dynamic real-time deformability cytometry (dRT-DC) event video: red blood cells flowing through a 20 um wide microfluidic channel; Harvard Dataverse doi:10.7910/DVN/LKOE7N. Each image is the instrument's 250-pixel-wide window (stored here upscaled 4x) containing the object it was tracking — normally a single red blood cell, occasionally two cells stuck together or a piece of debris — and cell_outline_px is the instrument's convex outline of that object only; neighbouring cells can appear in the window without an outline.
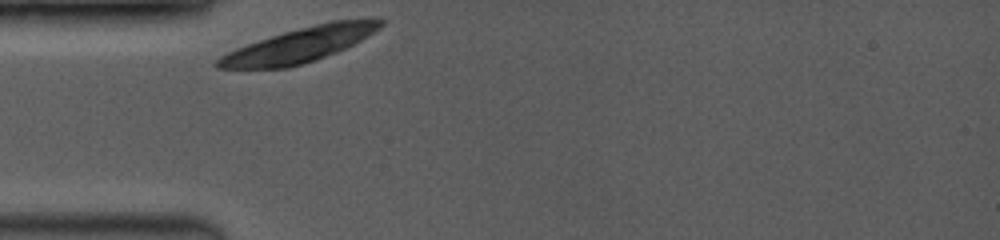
{"species": "common noctule bat (a hibernating species)", "species_latin": "Nyctalus noctula", "temperature_condition": "room temperature", "stored_images_in_passage": 1, "camera_frame_rate_fps": 3500, "um_per_image_px": 0.085, "animal": {"sex": "female", "body_mass_g": 19.0, "forearm_length_mm": 53.3}, "frame": {"image": 1, "passage_image": 1, "time_ms": 0.0, "image_size_px": [1000, 240], "cell_outline_px": [[384, 24], [380, 28], [368, 36], [336, 52], [288, 68], [216, 68], [212, 64], [220, 56], [236, 48], [284, 32], [332, 20], [364, 16], [384, 20]], "centroid_in_image_um": [25.52, 3.78], "position_along_channel_um": 59.5, "area_um2": 32.66}}